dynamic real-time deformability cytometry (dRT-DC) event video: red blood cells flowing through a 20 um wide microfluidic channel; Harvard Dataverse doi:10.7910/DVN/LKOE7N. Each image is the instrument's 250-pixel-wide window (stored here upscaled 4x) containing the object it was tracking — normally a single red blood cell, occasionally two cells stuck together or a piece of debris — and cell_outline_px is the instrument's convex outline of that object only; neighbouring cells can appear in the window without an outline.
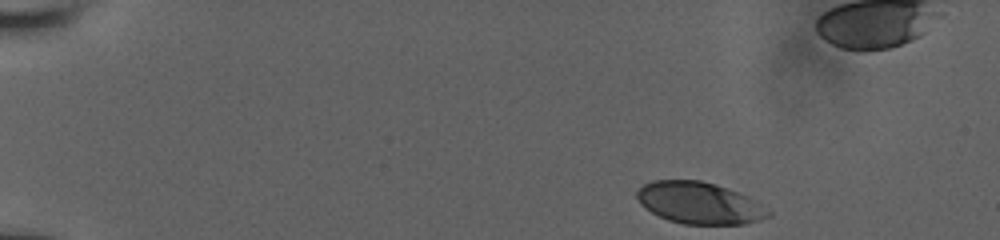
{"species": "human", "species_latin": "Homo sapiens", "temperature_condition": "room temperature", "stored_images_in_passage": 21, "camera_frame_rate_fps": 3000, "um_per_image_px": 0.085, "donor": {"sex": "male"}, "frame": {"image": 1, "passage_image": 1, "time_ms": 0.0, "image_size_px": [1000, 240], "cell_outline_px": [[772, 216], [760, 220], [744, 224], [684, 224], [668, 220], [644, 208], [640, 204], [636, 196], [636, 192], [644, 184], [652, 180], [700, 180], [716, 184], [728, 188], [748, 196], [772, 212]], "centroid_in_image_um": [59.45, 17.25], "position_along_channel_um": 25.5, "area_um2": 32.08}}
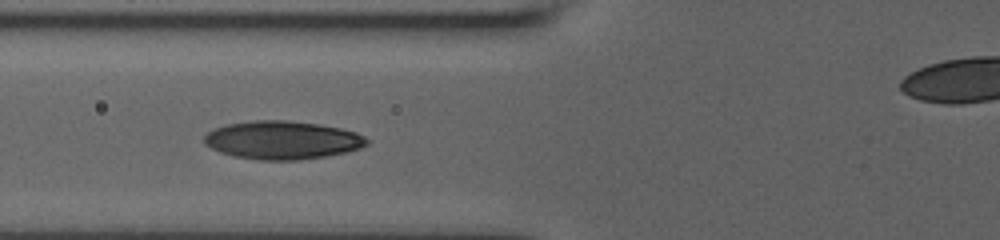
{"frame": {"image": 2, "passage_image": 14, "time_ms": 5.0, "image_size_px": [1000, 240], "cell_outline_px": [[372, 140], [368, 144], [360, 148], [348, 152], [300, 160], [260, 160], [232, 156], [220, 152], [204, 144], [204, 136], [208, 132], [216, 128], [228, 124], [256, 120], [288, 120], [320, 124], [340, 128], [356, 132]], "centroid_in_image_um": [24.03, 11.91], "position_along_channel_um": 101.8, "area_um2": 36.41}}
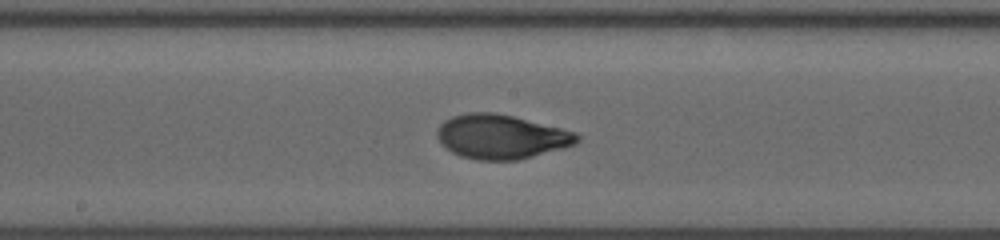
{"frame": {"image": 3, "passage_image": 20, "time_ms": 7.667, "image_size_px": [1000, 240], "cell_outline_px": [[580, 140], [576, 144], [564, 148], [516, 160], [480, 160], [460, 156], [452, 152], [440, 144], [436, 136], [436, 132], [440, 124], [444, 120], [452, 116], [468, 112], [496, 112], [576, 132], [580, 136]], "centroid_in_image_um": [42.57, 11.62], "position_along_channel_um": 205.6, "area_um2": 36.13}}